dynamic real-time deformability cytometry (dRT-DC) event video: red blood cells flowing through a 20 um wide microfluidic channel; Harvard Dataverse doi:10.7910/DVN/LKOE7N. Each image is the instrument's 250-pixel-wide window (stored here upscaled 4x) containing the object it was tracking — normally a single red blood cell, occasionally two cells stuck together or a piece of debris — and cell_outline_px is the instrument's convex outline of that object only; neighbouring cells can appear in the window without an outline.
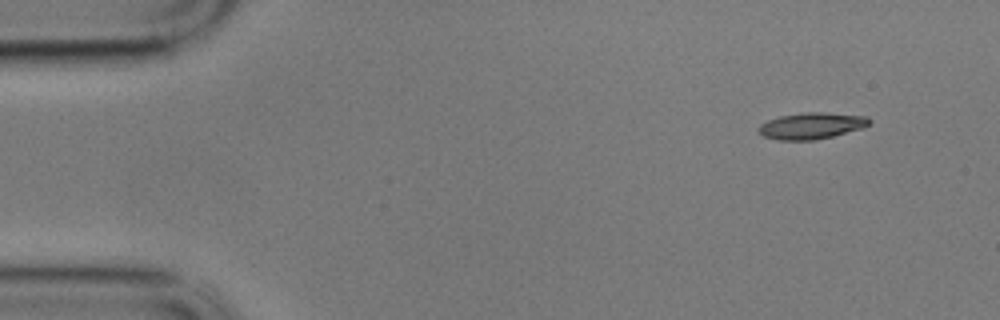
{"species": "common noctule bat (a hibernating species)", "species_latin": "Nyctalus noctula", "temperature_condition": "cold", "stored_images_in_passage": 54, "camera_frame_rate_fps": 3000, "um_per_image_px": 0.085, "animal": {"sex": "male", "body_mass_g": 17.9}, "frame": {"image": 1, "passage_image": 1, "time_ms": 0.0, "image_size_px": [1000, 320], "cell_outline_px": [[872, 124], [864, 128], [816, 140], [780, 140], [764, 136], [756, 128], [760, 124], [768, 120], [780, 116], [804, 112], [824, 112], [868, 116], [872, 120]], "centroid_in_image_um": [69.03, 10.68], "position_along_channel_um": 16.0, "area_um2": 17.22}}
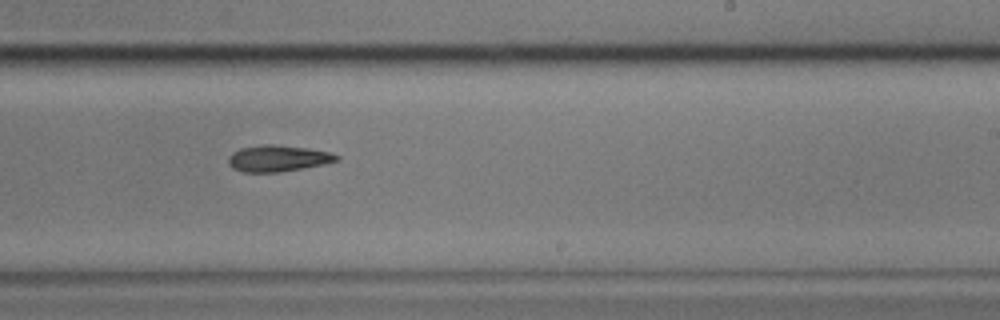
{"frame": {"image": 2, "passage_image": 31, "time_ms": 10.0, "image_size_px": [1000, 320], "cell_outline_px": [[340, 160], [324, 164], [280, 172], [244, 172], [232, 168], [228, 164], [228, 156], [232, 152], [240, 148], [260, 144], [272, 144], [308, 148], [332, 152], [340, 156]], "centroid_in_image_um": [23.62, 13.45], "position_along_channel_um": 265.4, "area_um2": 16.82}}
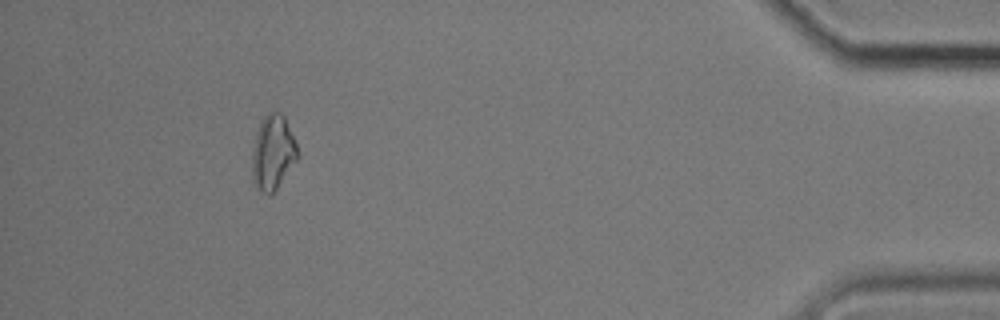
{"frame": {"image": 3, "passage_image": 49, "time_ms": 16.0, "image_size_px": [1000, 320], "cell_outline_px": [[300, 156], [276, 188], [268, 196], [256, 184], [252, 176], [252, 148], [256, 132], [264, 116], [268, 112], [280, 112], [284, 116], [300, 152]], "centroid_in_image_um": [23.21, 12.93], "position_along_channel_um": 412.0, "area_um2": 19.59}, "authors_computed_cell_mechanics": {"area_um2": 17.1955, "velocity_mm_per_s": 3.442, "shape_relaxation_time_tau1_ms": 5.7417, "shape_relaxation_time_tau2_ms": null, "deformation_change_tau1": 0.1312, "deformation_change_tau2": null}}